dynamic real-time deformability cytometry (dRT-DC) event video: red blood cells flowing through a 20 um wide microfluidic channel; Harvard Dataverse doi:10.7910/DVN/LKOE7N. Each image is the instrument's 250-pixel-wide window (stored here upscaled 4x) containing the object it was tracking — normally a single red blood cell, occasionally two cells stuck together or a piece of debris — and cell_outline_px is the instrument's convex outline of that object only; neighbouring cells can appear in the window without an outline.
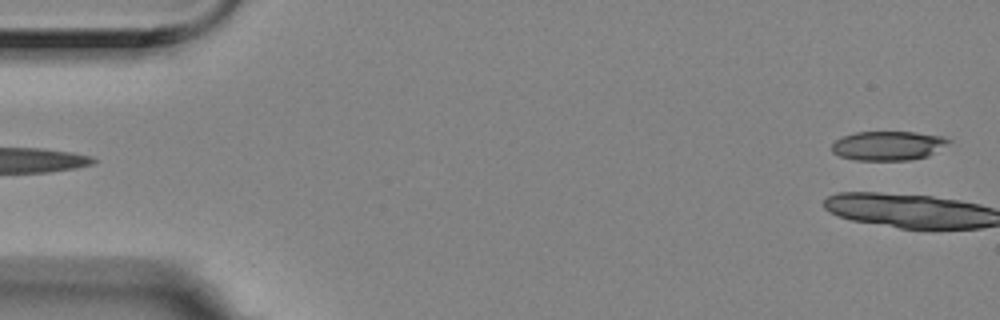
{"species": "Egyptian fruit bat (a non-hibernating species)", "species_latin": "Rousettus aegyptiacus", "temperature_condition": "room temperature", "stored_images_in_passage": 4, "segment_of_instrument_passage": [2, 2], "camera_frame_rate_fps": 3000, "um_per_image_px": 0.085, "animal": {"sex": "female"}, "frame": {"image": 1, "passage_image": 4, "time_ms": 1.0, "image_size_px": [1000, 320], "cell_outline_px": [[952, 140], [928, 156], [912, 160], [856, 160], [840, 156], [832, 152], [832, 144], [840, 136], [856, 132], [916, 132], [944, 136]], "centroid_in_image_um": [75.47, 12.38], "position_along_channel_um": 9.5, "area_um2": 19.94}}